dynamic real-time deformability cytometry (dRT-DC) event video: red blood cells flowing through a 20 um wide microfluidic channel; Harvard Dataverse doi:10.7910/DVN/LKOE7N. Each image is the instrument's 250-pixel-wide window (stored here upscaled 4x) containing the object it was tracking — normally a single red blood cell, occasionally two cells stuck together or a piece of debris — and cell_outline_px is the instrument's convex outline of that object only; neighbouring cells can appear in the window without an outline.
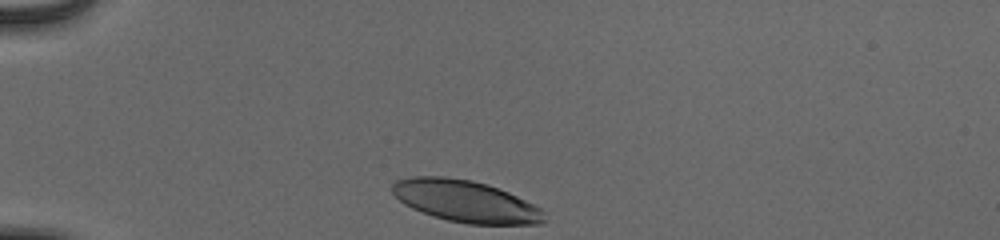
{"species": "human", "species_latin": "Homo sapiens", "temperature_condition": "cold", "stored_images_in_passage": 32, "camera_frame_rate_fps": 3000, "um_per_image_px": 0.085, "donor": {"sex": "male"}, "frame": {"image": 1, "passage_image": 1, "time_ms": 0.0, "image_size_px": [1000, 240], "cell_outline_px": [[548, 220], [544, 224], [468, 224], [448, 220], [432, 216], [412, 208], [404, 204], [392, 192], [392, 184], [396, 180], [412, 176], [444, 176], [472, 180], [488, 184], [508, 192], [544, 208], [548, 212]], "centroid_in_image_um": [39.66, 17.11], "position_along_channel_um": 45.3, "area_um2": 37.57}}
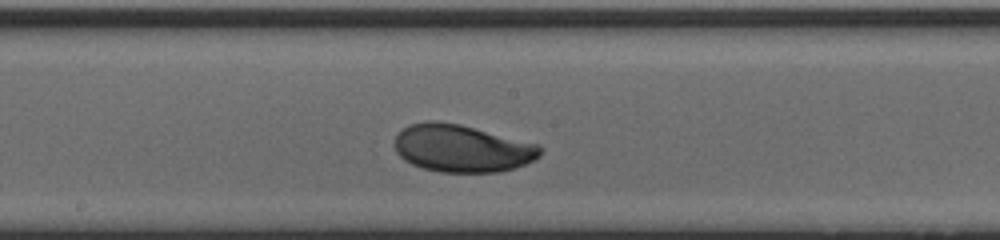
{"frame": {"image": 2, "passage_image": 17, "time_ms": 5.333, "image_size_px": [1000, 240], "cell_outline_px": [[540, 156], [536, 160], [516, 168], [500, 172], [440, 172], [424, 168], [412, 164], [404, 160], [396, 152], [396, 136], [408, 124], [424, 120], [436, 120], [460, 124], [540, 144]], "centroid_in_image_um": [39.29, 12.6], "position_along_channel_um": 208.9, "area_um2": 40.52}}
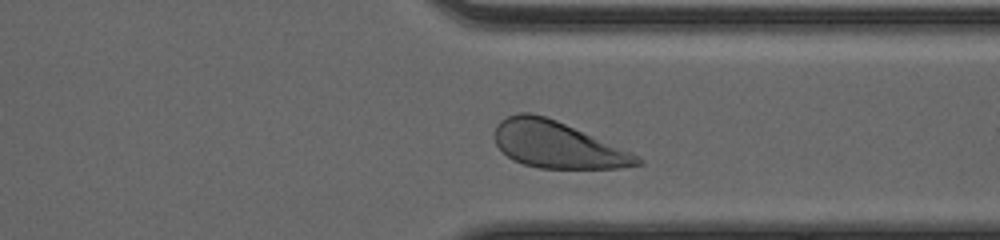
{"frame": {"image": 3, "passage_image": 29, "time_ms": 9.333, "image_size_px": [1000, 240], "cell_outline_px": [[644, 164], [620, 168], [540, 168], [524, 164], [512, 160], [496, 144], [496, 124], [500, 120], [508, 116], [520, 112], [532, 112], [556, 120], [628, 152], [644, 160]], "centroid_in_image_um": [47.32, 12.31], "position_along_channel_um": 364.1, "area_um2": 37.86}, "authors_computed_cell_mechanics": {"area_um2": 39.8531, "velocity_mm_per_s": 3.8458, "shape_relaxation_time_tau1_ms": 2.2253, "shape_relaxation_time_tau2_ms": null, "deformation_change_tau1": 0.1494, "deformation_change_tau2": null}}